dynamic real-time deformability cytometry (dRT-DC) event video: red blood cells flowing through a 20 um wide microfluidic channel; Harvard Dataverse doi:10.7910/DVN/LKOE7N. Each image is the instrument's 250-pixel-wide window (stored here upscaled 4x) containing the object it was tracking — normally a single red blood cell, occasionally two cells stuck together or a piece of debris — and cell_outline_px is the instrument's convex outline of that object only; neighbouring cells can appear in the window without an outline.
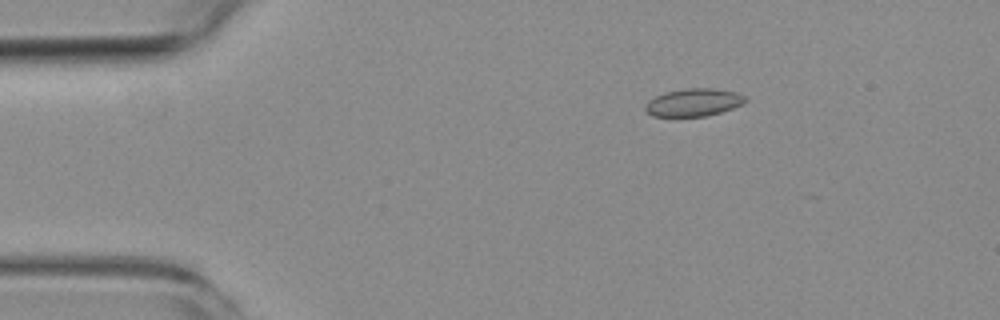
{"species": "common noctule bat (a hibernating species)", "species_latin": "Nyctalus noctula", "temperature_condition": "room temperature", "stored_images_in_passage": 3, "camera_frame_rate_fps": 3000, "um_per_image_px": 0.085, "animal": {"sex": "female", "body_mass_g": 19.3, "forearm_length_mm": 54.1}, "frame": {"image": 1, "passage_image": 1, "time_ms": 0.0, "image_size_px": [1000, 320], "cell_outline_px": [[748, 100], [744, 104], [720, 112], [704, 116], [652, 116], [644, 108], [644, 104], [648, 100], [664, 92], [688, 88], [712, 88], [736, 92], [744, 96]], "centroid_in_image_um": [58.95, 8.7], "position_along_channel_um": 26.1, "area_um2": 16.13}}